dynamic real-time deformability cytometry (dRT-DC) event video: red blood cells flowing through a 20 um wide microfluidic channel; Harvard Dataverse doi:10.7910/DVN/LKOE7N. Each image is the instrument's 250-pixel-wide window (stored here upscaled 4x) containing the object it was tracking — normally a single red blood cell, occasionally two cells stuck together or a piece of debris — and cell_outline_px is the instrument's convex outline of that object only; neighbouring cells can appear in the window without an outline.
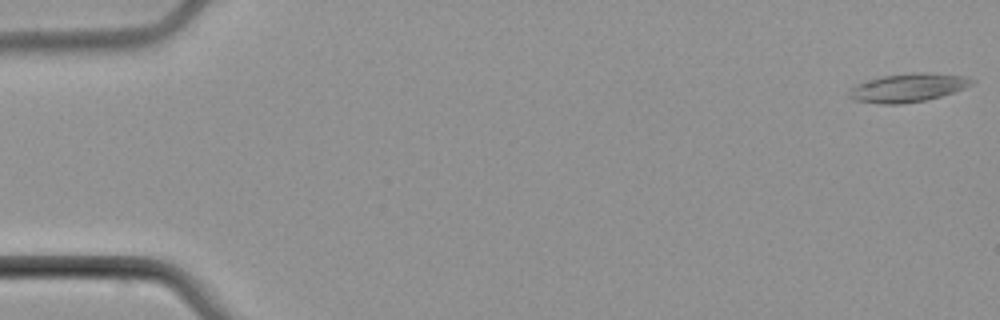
{"species": "common noctule bat (a hibernating species)", "species_latin": "Nyctalus noctula", "temperature_condition": "cold", "stored_images_in_passage": 4, "camera_frame_rate_fps": 3000, "um_per_image_px": 0.085, "animal": {"sex": "male", "body_mass_g": 21.5, "forearm_length_mm": 52.0}, "frame": {"image": 1, "passage_image": 1, "time_ms": 0.0, "image_size_px": [1000, 320], "cell_outline_px": [[976, 80], [972, 84], [964, 88], [940, 96], [924, 100], [900, 104], [880, 104], [852, 100], [848, 96], [848, 92], [856, 84], [884, 76], [912, 72], [932, 72], [968, 76]], "centroid_in_image_um": [77.2, 7.44], "position_along_channel_um": 7.8, "area_um2": 20.4}}
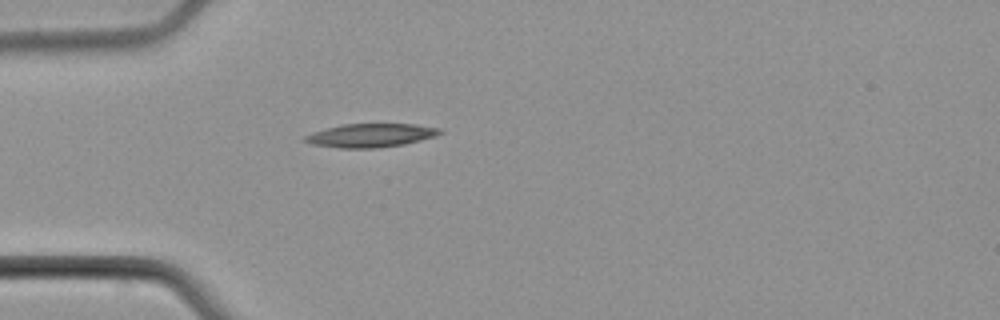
{"frame": {"image": 2, "passage_image": 4, "time_ms": 5.0, "image_size_px": [1000, 320], "cell_outline_px": [[444, 132], [436, 136], [404, 144], [376, 148], [340, 148], [312, 144], [304, 140], [304, 136], [312, 132], [340, 124], [416, 124], [440, 128]], "centroid_in_image_um": [31.52, 11.5], "position_along_channel_um": 53.5, "area_um2": 18.55}}